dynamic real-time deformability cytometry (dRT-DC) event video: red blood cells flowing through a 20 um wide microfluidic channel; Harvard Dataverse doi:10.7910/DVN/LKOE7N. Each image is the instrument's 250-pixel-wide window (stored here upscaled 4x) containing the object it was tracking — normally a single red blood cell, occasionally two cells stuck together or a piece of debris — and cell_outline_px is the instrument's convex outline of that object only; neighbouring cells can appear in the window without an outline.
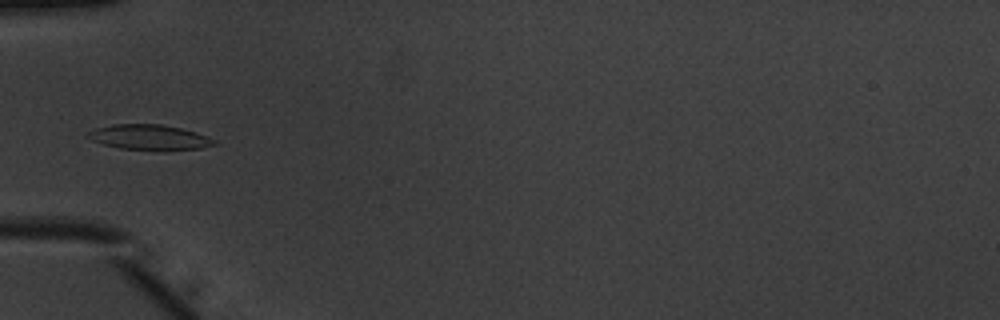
{"species": "common noctule bat (a hibernating species)", "species_latin": "Nyctalus noctula", "temperature_condition": "warm", "stored_images_in_passage": 13, "camera_frame_rate_fps": 3000, "um_per_image_px": 0.085, "animal": {"sex": "male", "body_mass_g": 20.1, "forearm_length_mm": 53.5}, "frame": {"image": 1, "passage_image": 1, "time_ms": 0.0, "image_size_px": [1000, 320], "cell_outline_px": [[216, 144], [200, 148], [164, 152], [120, 148], [104, 144], [92, 140], [84, 136], [88, 132], [96, 128], [112, 124], [160, 124], [180, 128], [196, 132], [208, 136], [216, 140]], "centroid_in_image_um": [12.72, 11.69], "position_along_channel_um": 72.3, "area_um2": 18.96}}
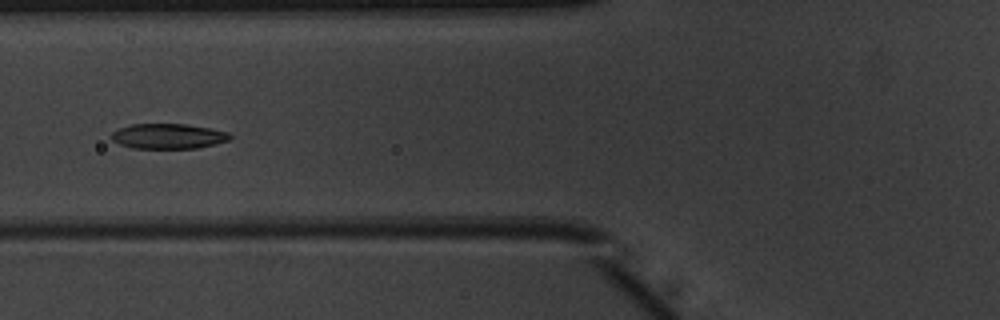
{"frame": {"image": 2, "passage_image": 4, "time_ms": 1.0, "image_size_px": [1000, 320], "cell_outline_px": [[232, 136], [228, 140], [216, 144], [196, 148], [132, 148], [120, 144], [112, 140], [112, 132], [120, 128], [132, 124], [184, 124], [208, 128], [228, 132]], "centroid_in_image_um": [14.3, 11.58], "position_along_channel_um": 111.5, "area_um2": 17.17}}
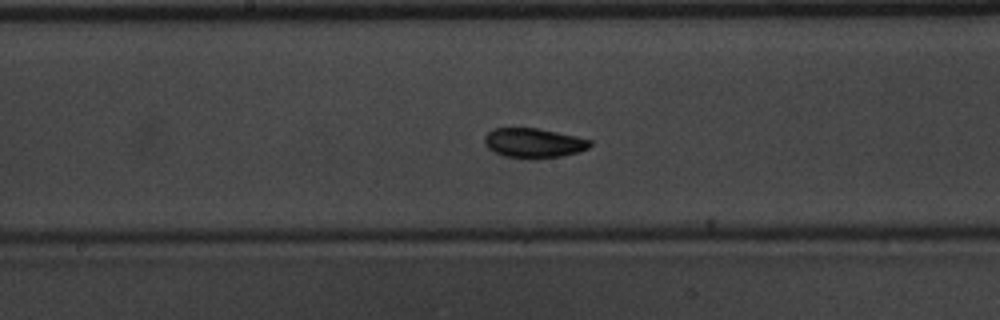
{"frame": {"image": 3, "passage_image": 11, "time_ms": 3.333, "image_size_px": [1000, 320], "cell_outline_px": [[592, 144], [588, 148], [576, 152], [560, 156], [532, 160], [504, 156], [488, 148], [484, 144], [484, 136], [492, 128], [536, 128], [576, 136], [592, 140]], "centroid_in_image_um": [45.33, 12.16], "position_along_channel_um": 202.9, "area_um2": 18.32}}